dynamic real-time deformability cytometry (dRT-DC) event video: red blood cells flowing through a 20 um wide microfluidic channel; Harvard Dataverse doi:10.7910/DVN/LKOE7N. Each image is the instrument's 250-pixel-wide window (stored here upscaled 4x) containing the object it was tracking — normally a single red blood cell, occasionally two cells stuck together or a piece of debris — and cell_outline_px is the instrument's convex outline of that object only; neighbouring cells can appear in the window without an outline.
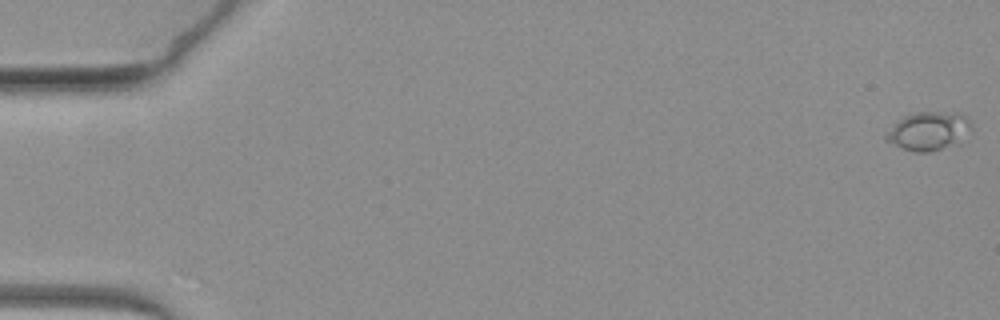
{"species": "common noctule bat (a hibernating species)", "species_latin": "Nyctalus noctula", "temperature_condition": "warm", "stored_images_in_passage": 17, "camera_frame_rate_fps": 3000, "um_per_image_px": 0.085, "animal": {"sex": "female", "body_mass_g": 19.3, "forearm_length_mm": 54.1}, "frame": {"image": 1, "passage_image": 1, "time_ms": 0.0, "image_size_px": [1000, 320], "cell_outline_px": [[972, 132], [940, 148], [928, 152], [916, 152], [904, 148], [884, 140], [884, 136], [904, 116], [912, 112], [960, 112], [972, 124]], "centroid_in_image_um": [78.93, 11.1], "position_along_channel_um": 6.1, "area_um2": 18.5}}
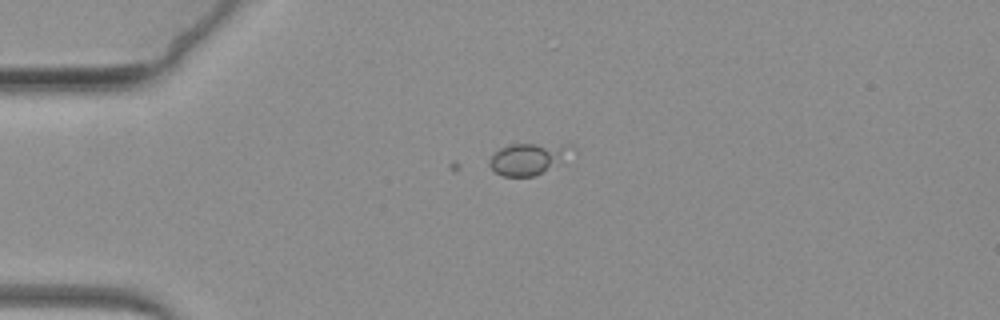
{"frame": {"image": 2, "passage_image": 17, "time_ms": 5.333, "image_size_px": [1000, 320], "cell_outline_px": [[576, 152], [536, 176], [504, 176], [496, 172], [488, 164], [488, 160], [500, 148], [512, 144], [572, 144], [576, 148]], "centroid_in_image_um": [44.96, 13.47], "position_along_channel_um": 40.0, "area_um2": 15.2}}